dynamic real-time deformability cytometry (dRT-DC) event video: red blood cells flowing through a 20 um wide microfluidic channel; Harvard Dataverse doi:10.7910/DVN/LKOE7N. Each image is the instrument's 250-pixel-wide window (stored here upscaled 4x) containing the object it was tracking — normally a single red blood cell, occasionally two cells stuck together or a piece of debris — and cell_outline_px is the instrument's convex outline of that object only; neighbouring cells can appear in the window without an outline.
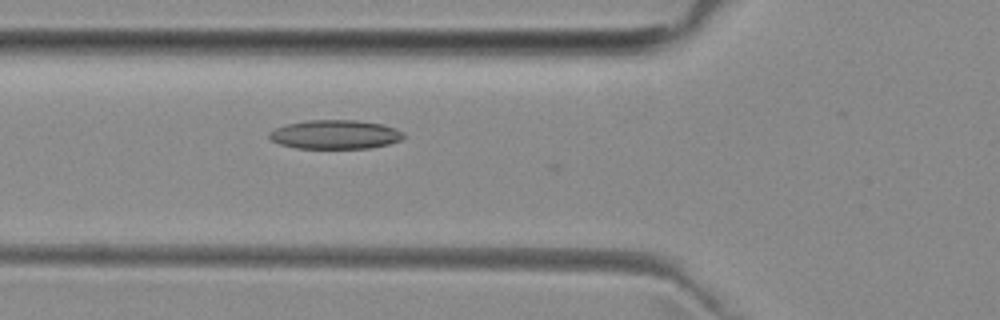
{"species": "common noctule bat (a hibernating species)", "species_latin": "Nyctalus noctula", "temperature_condition": "room temperature", "stored_images_in_passage": 6, "camera_frame_rate_fps": 3000, "um_per_image_px": 0.085, "animal": {"sex": "female", "body_mass_g": 29.2, "forearm_length_mm": 56.3}, "frame": {"image": 1, "passage_image": 6, "time_ms": 7.333, "image_size_px": [1000, 320], "cell_outline_px": [[404, 140], [388, 144], [368, 148], [296, 148], [280, 144], [272, 140], [268, 136], [268, 132], [276, 128], [288, 124], [308, 120], [356, 120], [384, 124], [396, 128], [404, 132]], "centroid_in_image_um": [28.53, 11.43], "position_along_channel_um": 97.3, "area_um2": 22.77}}